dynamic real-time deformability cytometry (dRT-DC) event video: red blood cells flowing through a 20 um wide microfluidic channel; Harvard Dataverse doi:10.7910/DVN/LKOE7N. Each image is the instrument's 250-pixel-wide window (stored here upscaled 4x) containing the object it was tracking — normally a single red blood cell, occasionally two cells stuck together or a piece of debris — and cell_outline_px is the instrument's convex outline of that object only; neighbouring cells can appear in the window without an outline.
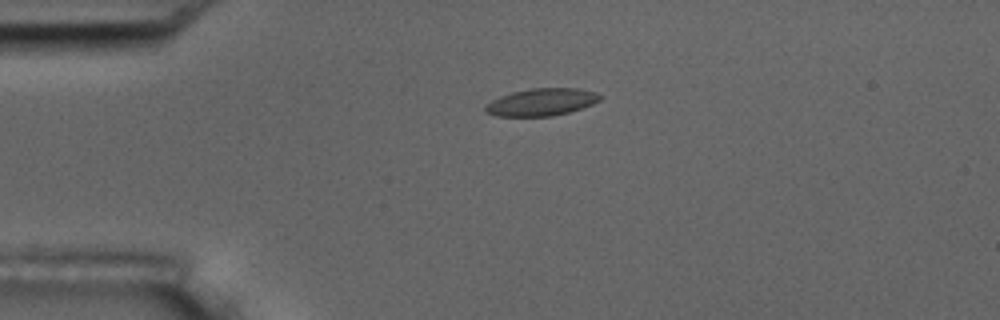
{"species": "common noctule bat (a hibernating species)", "species_latin": "Nyctalus noctula", "temperature_condition": "room temperature", "stored_images_in_passage": 2, "camera_frame_rate_fps": 3000, "um_per_image_px": 0.085, "animal": {"sex": "male", "body_mass_g": 17.5, "forearm_length_mm": 52.3}, "frame": {"image": 1, "passage_image": 1, "time_ms": 0.0, "image_size_px": [1000, 320], "cell_outline_px": [[604, 96], [600, 100], [592, 104], [568, 112], [552, 116], [496, 116], [484, 112], [484, 108], [492, 100], [500, 96], [512, 92], [532, 88], [576, 88], [596, 92]], "centroid_in_image_um": [46.03, 8.67], "position_along_channel_um": 39.0, "area_um2": 18.21}}